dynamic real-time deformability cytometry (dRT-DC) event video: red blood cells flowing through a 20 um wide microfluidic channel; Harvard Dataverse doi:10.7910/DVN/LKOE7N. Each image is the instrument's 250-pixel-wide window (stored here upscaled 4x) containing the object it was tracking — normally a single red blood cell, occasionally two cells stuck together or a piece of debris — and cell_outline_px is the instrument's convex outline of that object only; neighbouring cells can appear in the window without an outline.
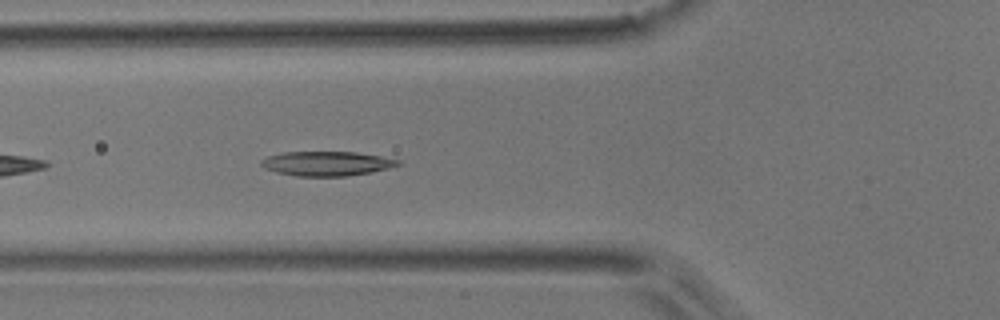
{"species": "common noctule bat (a hibernating species)", "species_latin": "Nyctalus noctula", "temperature_condition": "room temperature", "stored_images_in_passage": 11, "camera_frame_rate_fps": 3000, "um_per_image_px": 0.085, "animal": {"sex": "male", "body_mass_g": 17.9}, "frame": {"image": 1, "passage_image": 5, "time_ms": 1.333, "image_size_px": [1000, 320], "cell_outline_px": [[400, 164], [388, 168], [348, 176], [296, 176], [276, 172], [264, 168], [260, 164], [260, 160], [268, 156], [284, 152], [356, 152], [380, 156], [400, 160]], "centroid_in_image_um": [27.73, 13.9], "position_along_channel_um": 98.1, "area_um2": 19.36}}
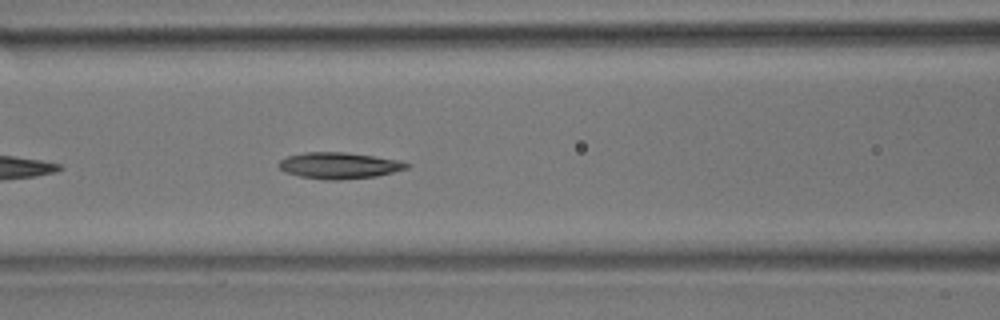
{"frame": {"image": 2, "passage_image": 8, "time_ms": 2.333, "image_size_px": [1000, 320], "cell_outline_px": [[412, 164], [408, 168], [376, 176], [340, 180], [324, 180], [300, 176], [284, 172], [276, 164], [280, 160], [288, 156], [304, 152], [344, 152], [400, 160]], "centroid_in_image_um": [28.81, 14.07], "position_along_channel_um": 137.8, "area_um2": 19.65}}